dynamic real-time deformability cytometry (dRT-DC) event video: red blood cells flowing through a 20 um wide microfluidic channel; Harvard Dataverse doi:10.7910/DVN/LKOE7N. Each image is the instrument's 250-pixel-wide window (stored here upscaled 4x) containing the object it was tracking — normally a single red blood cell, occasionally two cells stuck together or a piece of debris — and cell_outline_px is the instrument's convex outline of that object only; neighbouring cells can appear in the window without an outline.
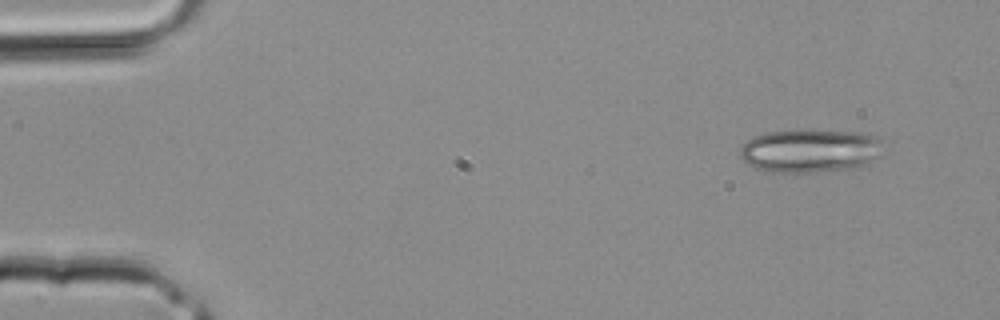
{"species": "common noctule bat (a hibernating species)", "species_latin": "Nyctalus noctula", "temperature_condition": "room temperature", "stored_images_in_passage": 3, "camera_frame_rate_fps": 3000, "um_per_image_px": 0.085, "animal": {"sex": "male", "body_mass_g": 20.4}, "frame": {"image": 1, "passage_image": 3, "time_ms": 0.667, "image_size_px": [1000, 320], "cell_outline_px": [[880, 156], [864, 164], [844, 168], [816, 172], [772, 172], [756, 168], [748, 164], [740, 156], [740, 148], [752, 136], [768, 132], [796, 128], [860, 132], [876, 136], [880, 140]], "centroid_in_image_um": [68.81, 12.77], "position_along_channel_um": 16.2, "area_um2": 36.36}}